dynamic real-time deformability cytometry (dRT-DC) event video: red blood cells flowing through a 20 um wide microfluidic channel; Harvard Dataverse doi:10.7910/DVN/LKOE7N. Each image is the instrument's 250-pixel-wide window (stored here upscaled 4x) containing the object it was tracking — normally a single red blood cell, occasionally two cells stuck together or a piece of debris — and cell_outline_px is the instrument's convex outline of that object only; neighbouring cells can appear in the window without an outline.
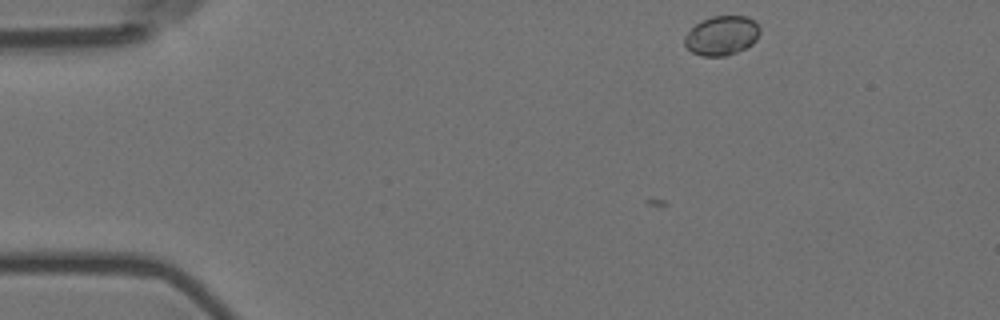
{"species": "Egyptian fruit bat (a non-hibernating species)", "species_latin": "Rousettus aegyptiacus", "temperature_condition": "room temperature", "stored_images_in_passage": 2, "camera_frame_rate_fps": 3000, "um_per_image_px": 0.085, "animal": {"sex": "female"}, "frame": {"image": 1, "passage_image": 2, "time_ms": 0.333, "image_size_px": [1000, 320], "cell_outline_px": [[760, 32], [756, 40], [752, 44], [736, 52], [724, 56], [704, 56], [692, 52], [684, 44], [684, 36], [696, 24], [712, 16], [748, 16], [760, 28]], "centroid_in_image_um": [61.35, 3.02], "position_along_channel_um": 23.7, "area_um2": 17.05}}